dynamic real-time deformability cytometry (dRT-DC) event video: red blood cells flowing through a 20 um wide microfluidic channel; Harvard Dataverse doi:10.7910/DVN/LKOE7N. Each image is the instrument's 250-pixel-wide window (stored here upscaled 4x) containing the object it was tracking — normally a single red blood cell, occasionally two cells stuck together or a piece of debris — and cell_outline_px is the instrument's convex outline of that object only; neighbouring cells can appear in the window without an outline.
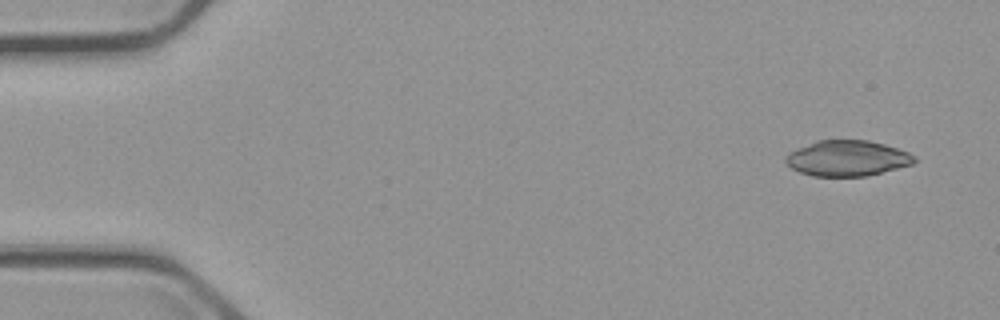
{"species": "common noctule bat (a hibernating species)", "species_latin": "Nyctalus noctula", "temperature_condition": "cold", "stored_images_in_passage": 4, "camera_frame_rate_fps": 3000, "um_per_image_px": 0.085, "animal": {"sex": "male", "body_mass_g": 23.1, "forearm_length_mm": 52.7}, "frame": {"image": 1, "passage_image": 1, "time_ms": 0.0, "image_size_px": [1000, 320], "cell_outline_px": [[916, 160], [912, 164], [864, 176], [812, 176], [800, 172], [792, 168], [784, 160], [784, 156], [796, 148], [816, 140], [868, 140], [884, 144], [908, 152], [916, 156]], "centroid_in_image_um": [71.98, 13.44], "position_along_channel_um": 13.0, "area_um2": 26.59}}